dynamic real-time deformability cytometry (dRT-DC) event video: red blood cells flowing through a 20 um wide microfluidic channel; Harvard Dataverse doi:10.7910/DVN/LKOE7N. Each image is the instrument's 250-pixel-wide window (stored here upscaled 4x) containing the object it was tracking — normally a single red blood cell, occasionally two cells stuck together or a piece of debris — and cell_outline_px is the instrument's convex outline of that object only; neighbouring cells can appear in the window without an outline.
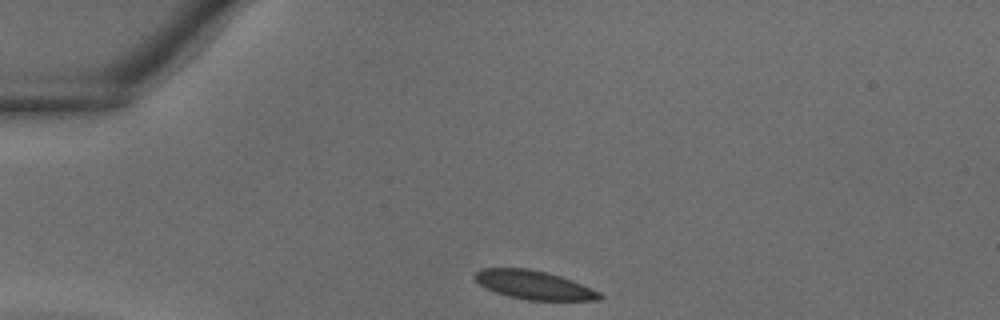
{"species": "common noctule bat (a hibernating species)", "species_latin": "Nyctalus noctula", "temperature_condition": "warm", "stored_images_in_passage": 30, "camera_frame_rate_fps": 3000, "um_per_image_px": 0.085, "animal": {"sex": "male", "body_mass_g": 18.8}, "frame": {"image": 1, "passage_image": 1, "time_ms": 0.0, "image_size_px": [1000, 320], "cell_outline_px": [[604, 296], [600, 300], [528, 300], [508, 296], [496, 292], [480, 284], [476, 280], [476, 272], [480, 268], [528, 268], [560, 276], [572, 280], [600, 292]], "centroid_in_image_um": [45.41, 24.22], "position_along_channel_um": 39.6, "area_um2": 20.58}}
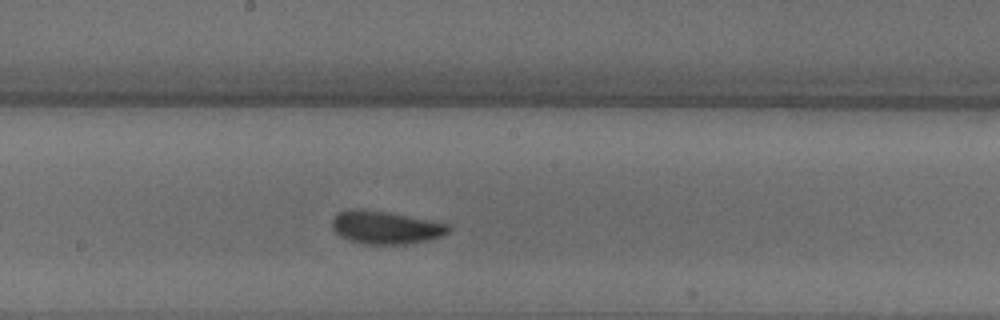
{"frame": {"image": 2, "passage_image": 13, "time_ms": 4.0, "image_size_px": [1000, 320], "cell_outline_px": [[452, 228], [448, 232], [440, 236], [428, 240], [408, 244], [364, 244], [348, 240], [340, 236], [332, 228], [332, 220], [340, 212], [348, 208], [360, 208], [388, 212], [448, 224]], "centroid_in_image_um": [32.74, 19.33], "position_along_channel_um": 215.5, "area_um2": 22.31}}
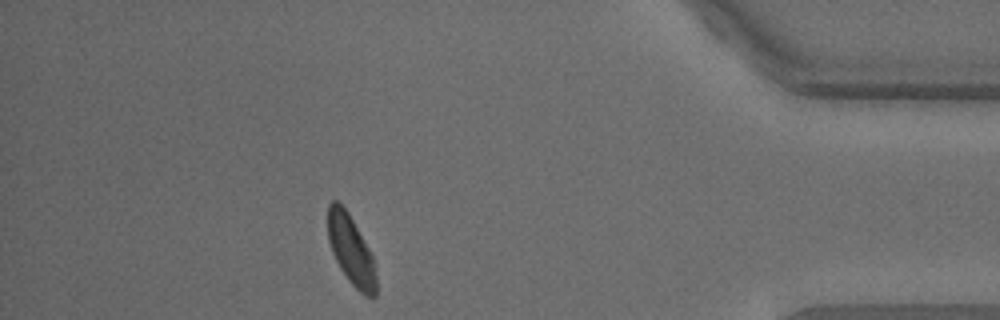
{"frame": {"image": 3, "passage_image": 26, "time_ms": 8.333, "image_size_px": [1000, 320], "cell_outline_px": [[376, 296], [364, 296], [348, 280], [340, 268], [332, 252], [328, 240], [328, 204], [332, 200], [336, 200], [348, 212], [368, 248], [372, 256], [376, 276]], "centroid_in_image_um": [29.82, 21.26], "position_along_channel_um": 405.4, "area_um2": 19.25}}